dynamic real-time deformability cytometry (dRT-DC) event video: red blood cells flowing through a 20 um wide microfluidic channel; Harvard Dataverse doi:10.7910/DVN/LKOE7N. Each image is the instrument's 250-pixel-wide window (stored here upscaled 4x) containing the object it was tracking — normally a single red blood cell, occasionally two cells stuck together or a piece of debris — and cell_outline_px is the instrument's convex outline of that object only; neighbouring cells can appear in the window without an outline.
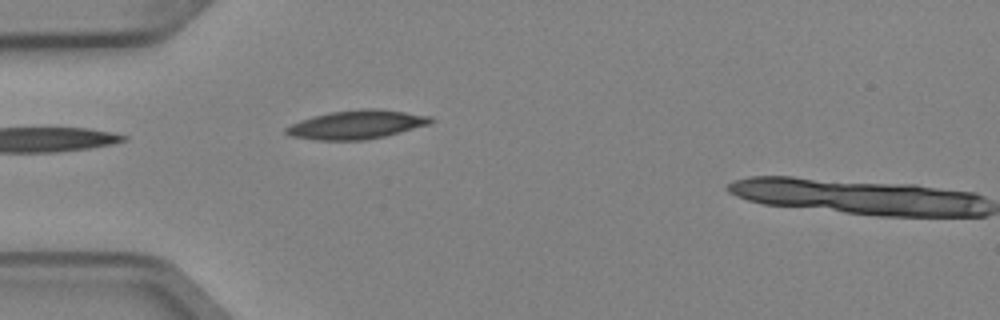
{"species": "Egyptian fruit bat (a non-hibernating species)", "species_latin": "Rousettus aegyptiacus", "temperature_condition": "cold", "stored_images_in_passage": 6, "camera_frame_rate_fps": 3000, "um_per_image_px": 0.085, "animal": {"sex": "female"}, "frame": {"image": 1, "passage_image": 5, "time_ms": 1.333, "image_size_px": [1000, 320], "cell_outline_px": [[436, 120], [432, 124], [384, 136], [364, 140], [316, 140], [292, 136], [284, 132], [284, 128], [300, 120], [312, 116], [328, 112], [360, 108], [380, 108], [432, 116]], "centroid_in_image_um": [30.35, 10.57], "position_along_channel_um": 54.6, "area_um2": 24.51}}